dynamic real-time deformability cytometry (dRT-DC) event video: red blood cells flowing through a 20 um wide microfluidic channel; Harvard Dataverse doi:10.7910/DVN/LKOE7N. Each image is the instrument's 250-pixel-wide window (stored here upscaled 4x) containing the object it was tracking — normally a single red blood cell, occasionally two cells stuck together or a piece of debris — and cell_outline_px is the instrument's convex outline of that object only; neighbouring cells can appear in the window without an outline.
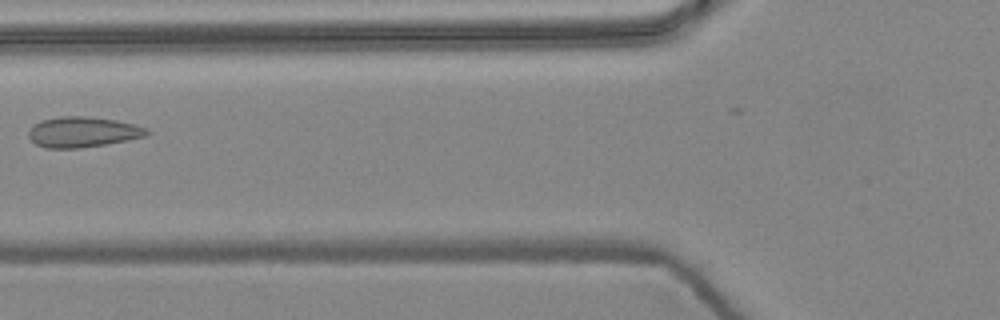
{"species": "common noctule bat (a hibernating species)", "species_latin": "Nyctalus noctula", "temperature_condition": "warm", "stored_images_in_passage": 7, "camera_frame_rate_fps": 3000, "um_per_image_px": 0.085, "animal": {"sex": "female", "body_mass_g": 24.6, "forearm_length_mm": 56.2}, "frame": {"image": 1, "passage_image": 6, "time_ms": 1.667, "image_size_px": [1000, 320], "cell_outline_px": [[152, 132], [144, 136], [104, 144], [80, 148], [44, 148], [36, 144], [28, 136], [28, 132], [36, 124], [44, 120], [60, 116], [88, 116], [116, 120], [148, 128]], "centroid_in_image_um": [7.04, 11.22], "position_along_channel_um": 118.8, "area_um2": 20.69}}